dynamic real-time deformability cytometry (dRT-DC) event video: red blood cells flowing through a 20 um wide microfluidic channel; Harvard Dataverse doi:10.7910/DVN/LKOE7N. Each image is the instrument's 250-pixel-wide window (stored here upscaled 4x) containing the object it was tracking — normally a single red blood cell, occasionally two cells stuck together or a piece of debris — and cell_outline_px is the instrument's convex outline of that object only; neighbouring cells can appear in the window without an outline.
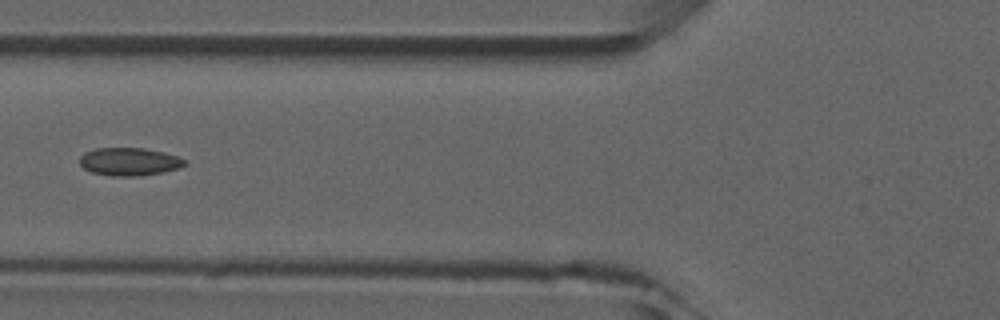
{"species": "common noctule bat (a hibernating species)", "species_latin": "Nyctalus noctula", "temperature_condition": "room temperature", "stored_images_in_passage": 6, "camera_frame_rate_fps": 3000, "um_per_image_px": 0.085, "animal": {"sex": "male", "forearm_length_mm": 52.5}, "frame": {"image": 1, "passage_image": 5, "time_ms": 4.667, "image_size_px": [1000, 320], "cell_outline_px": [[188, 164], [180, 168], [164, 172], [140, 176], [112, 176], [92, 172], [84, 168], [80, 164], [80, 156], [84, 152], [96, 148], [144, 148], [164, 152], [180, 156], [188, 160]], "centroid_in_image_um": [11.06, 13.74], "position_along_channel_um": 114.7, "area_um2": 17.4}}
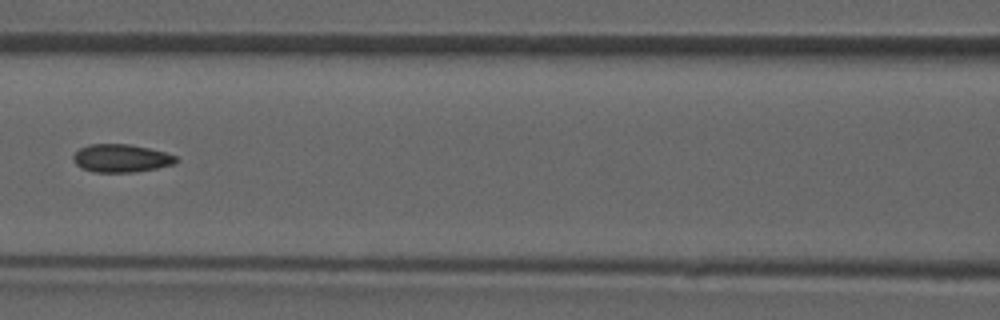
{"frame": {"image": 2, "passage_image": 6, "time_ms": 5.667, "image_size_px": [1000, 320], "cell_outline_px": [[180, 160], [176, 164], [136, 172], [92, 172], [80, 168], [76, 164], [72, 156], [80, 148], [88, 144], [132, 144], [164, 152], [176, 156]], "centroid_in_image_um": [10.31, 13.45], "position_along_channel_um": 156.3, "area_um2": 16.94}}